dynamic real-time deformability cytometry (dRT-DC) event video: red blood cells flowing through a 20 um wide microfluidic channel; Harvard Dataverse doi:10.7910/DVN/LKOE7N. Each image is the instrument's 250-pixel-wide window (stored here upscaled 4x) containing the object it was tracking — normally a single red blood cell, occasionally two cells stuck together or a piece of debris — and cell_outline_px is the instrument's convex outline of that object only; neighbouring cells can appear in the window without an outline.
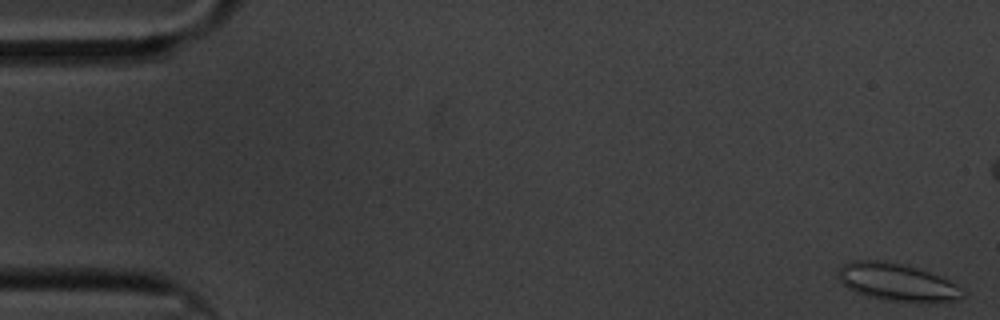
{"species": "common noctule bat (a hibernating species)", "species_latin": "Nyctalus noctula", "temperature_condition": "cold", "stored_images_in_passage": 61, "camera_frame_rate_fps": 3000, "um_per_image_px": 0.085, "animal": {"sex": "male", "body_mass_g": 20.1, "forearm_length_mm": 53.5}, "frame": {"image": 1, "passage_image": 2, "time_ms": 0.333, "image_size_px": [1000, 320], "cell_outline_px": [[964, 296], [952, 300], [884, 300], [868, 296], [856, 292], [848, 288], [840, 280], [840, 268], [844, 264], [852, 260], [884, 260], [904, 264], [940, 276], [956, 284], [964, 292]], "centroid_in_image_um": [76.2, 23.94], "position_along_channel_um": 8.8, "area_um2": 26.3}}
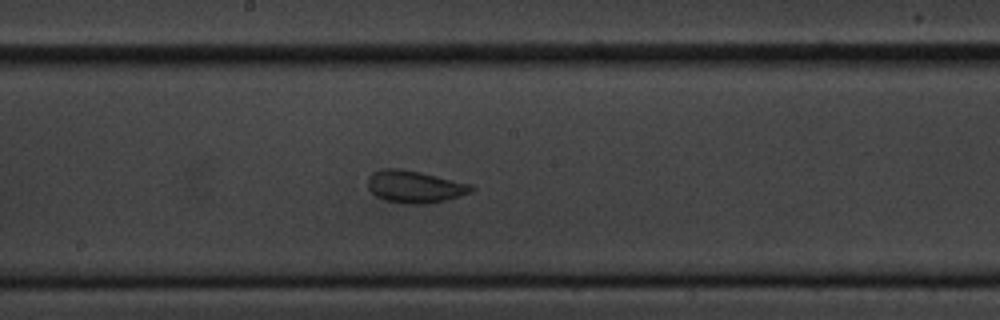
{"frame": {"image": 2, "passage_image": 32, "time_ms": 10.333, "image_size_px": [1000, 320], "cell_outline_px": [[476, 188], [472, 192], [444, 200], [428, 204], [404, 204], [384, 200], [376, 196], [368, 188], [368, 176], [372, 172], [384, 168], [400, 168], [420, 172], [472, 184]], "centroid_in_image_um": [35.24, 15.87], "position_along_channel_um": 213.0, "area_um2": 19.59}}
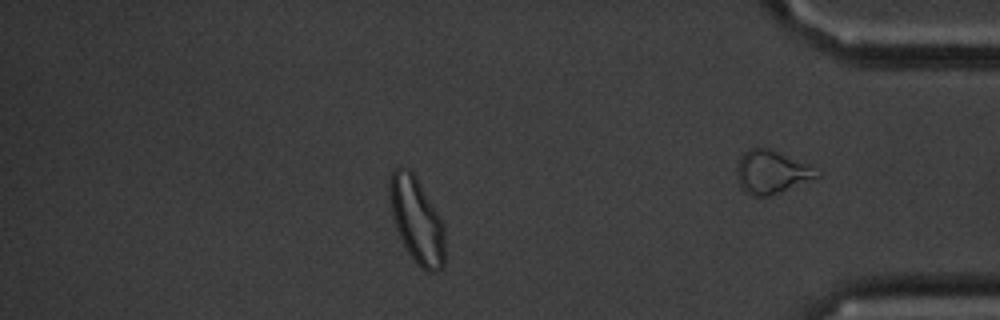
{"frame": {"image": 3, "passage_image": 52, "time_ms": 17.0, "image_size_px": [1000, 320], "cell_outline_px": [[444, 268], [436, 272], [424, 272], [416, 264], [408, 252], [396, 228], [388, 196], [388, 184], [392, 172], [396, 168], [408, 168], [412, 172], [440, 216], [444, 224]], "centroid_in_image_um": [35.43, 18.77], "position_along_channel_um": 399.8, "area_um2": 27.51}, "authors_computed_cell_mechanics": {"area_um2": 22.253, "velocity_mm_per_s": 3.3685, "shape_relaxation_time_tau1_ms": 4.1075, "shape_relaxation_time_tau2_ms": 1.1306, "deformation_change_tau1": 0.1309, "deformation_change_tau2": 0.075}}